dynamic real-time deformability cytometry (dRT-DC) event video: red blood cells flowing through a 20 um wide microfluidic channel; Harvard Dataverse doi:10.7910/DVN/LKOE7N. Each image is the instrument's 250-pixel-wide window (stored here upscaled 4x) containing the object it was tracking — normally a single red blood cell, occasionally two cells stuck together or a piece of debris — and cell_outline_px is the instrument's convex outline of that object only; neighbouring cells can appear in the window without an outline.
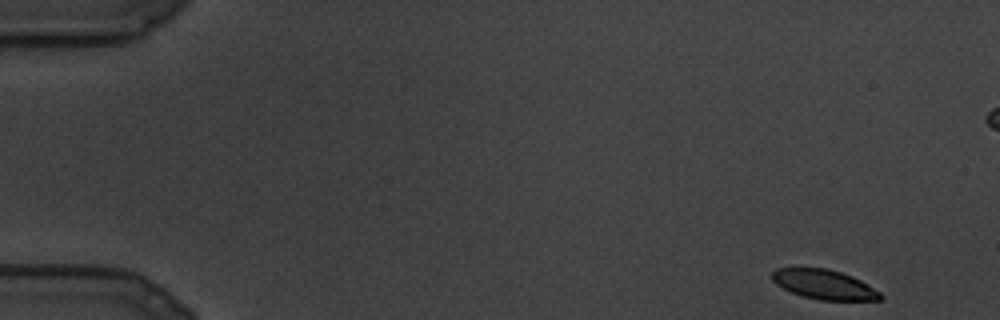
{"species": "common noctule bat (a hibernating species)", "species_latin": "Nyctalus noctula", "temperature_condition": "cold", "stored_images_in_passage": 101, "camera_frame_rate_fps": 3000, "um_per_image_px": 0.085, "animal": {"sex": "male", "body_mass_g": 19.5, "forearm_length_mm": 54.6}, "frame": {"image": 1, "passage_image": 1, "time_ms": 0.0, "image_size_px": [1000, 320], "cell_outline_px": [[884, 296], [880, 300], [820, 300], [804, 296], [792, 292], [776, 284], [772, 280], [772, 272], [776, 268], [792, 264], [828, 268], [852, 276], [868, 284], [880, 292]], "centroid_in_image_um": [69.99, 24.12], "position_along_channel_um": 15.0, "area_um2": 19.31}}
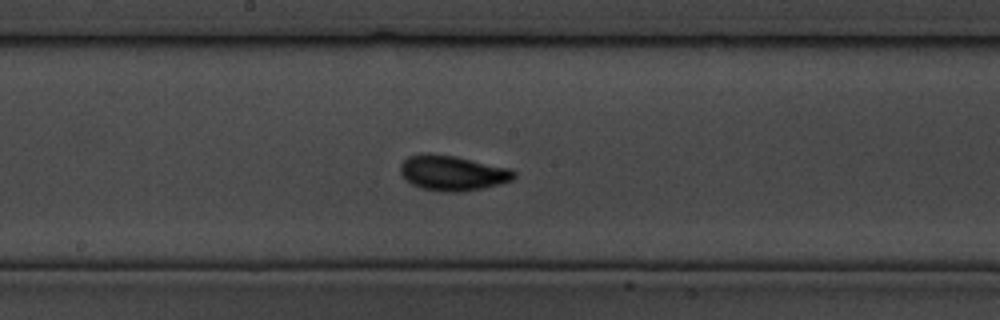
{"frame": {"image": 2, "passage_image": 51, "time_ms": 16.667, "image_size_px": [1000, 320], "cell_outline_px": [[516, 176], [512, 180], [500, 184], [484, 188], [456, 192], [448, 192], [424, 188], [412, 184], [400, 172], [400, 164], [408, 156], [424, 152], [432, 152], [456, 156], [512, 168], [516, 172]], "centroid_in_image_um": [38.5, 14.67], "position_along_channel_um": 209.7, "area_um2": 23.47}}
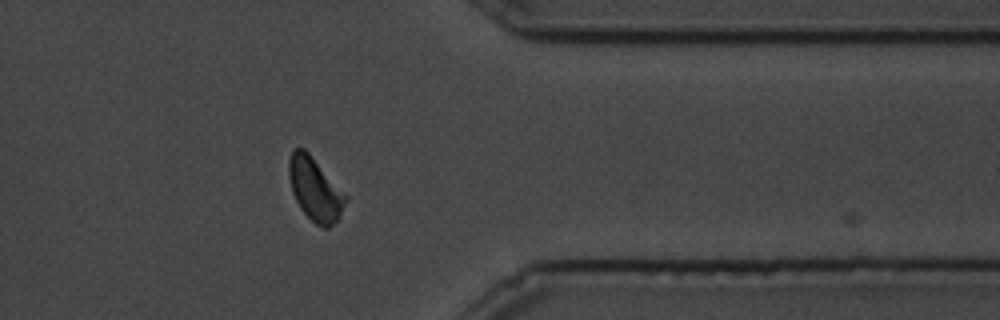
{"frame": {"image": 3, "passage_image": 80, "time_ms": 26.333, "image_size_px": [1000, 320], "cell_outline_px": [[348, 196], [340, 216], [328, 228], [324, 228], [316, 224], [300, 208], [292, 192], [288, 176], [288, 160], [292, 152], [296, 148], [304, 148], [308, 152]], "centroid_in_image_um": [26.77, 16.08], "position_along_channel_um": 384.6, "area_um2": 20.63}}